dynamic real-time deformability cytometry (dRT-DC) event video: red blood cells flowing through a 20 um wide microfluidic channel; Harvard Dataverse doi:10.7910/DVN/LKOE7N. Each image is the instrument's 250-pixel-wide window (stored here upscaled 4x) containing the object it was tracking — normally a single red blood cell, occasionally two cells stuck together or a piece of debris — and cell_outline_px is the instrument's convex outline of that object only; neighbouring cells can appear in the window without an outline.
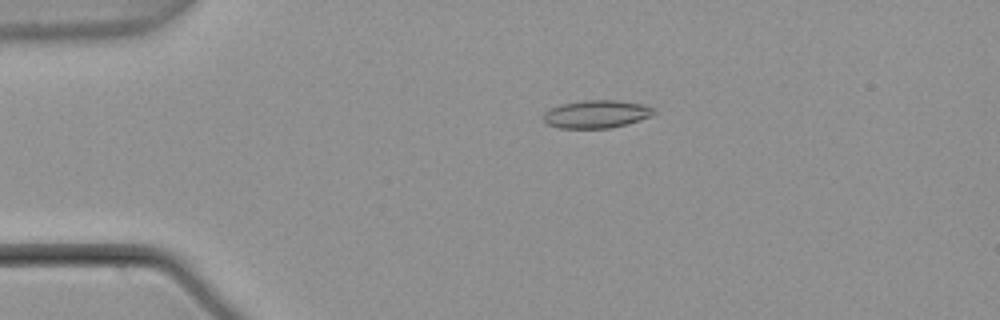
{"species": "common noctule bat (a hibernating species)", "species_latin": "Nyctalus noctula", "temperature_condition": "warm", "stored_images_in_passage": 4, "camera_frame_rate_fps": 3000, "um_per_image_px": 0.085, "animal": {"sex": "male", "body_mass_g": 21.5, "forearm_length_mm": 52.0}, "frame": {"image": 1, "passage_image": 3, "time_ms": 0.667, "image_size_px": [1000, 320], "cell_outline_px": [[656, 112], [652, 116], [628, 124], [612, 128], [560, 128], [548, 124], [544, 120], [544, 112], [560, 104], [584, 100], [616, 100], [644, 104], [656, 108]], "centroid_in_image_um": [50.76, 9.69], "position_along_channel_um": 34.2, "area_um2": 18.09}}